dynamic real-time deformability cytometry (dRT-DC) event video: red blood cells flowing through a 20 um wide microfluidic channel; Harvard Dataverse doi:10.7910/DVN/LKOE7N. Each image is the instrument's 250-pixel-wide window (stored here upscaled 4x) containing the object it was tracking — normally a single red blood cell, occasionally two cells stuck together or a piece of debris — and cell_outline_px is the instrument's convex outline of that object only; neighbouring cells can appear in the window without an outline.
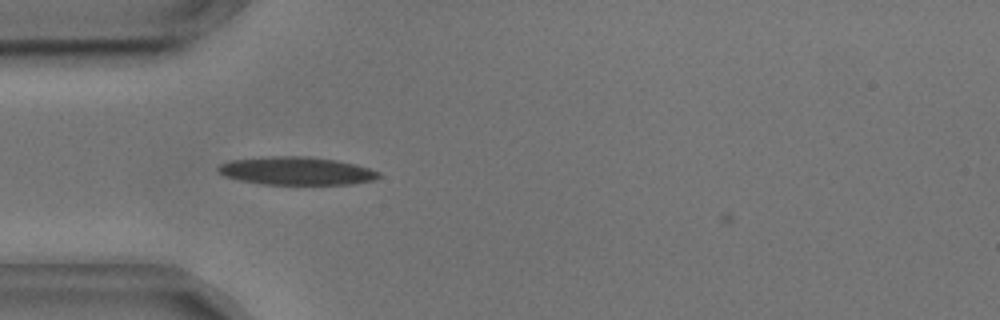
{"species": "common noctule bat (a hibernating species)", "species_latin": "Nyctalus noctula", "temperature_condition": "cold", "stored_images_in_passage": 21, "camera_frame_rate_fps": 3000, "um_per_image_px": 0.085, "animal": {"sex": "male", "body_mass_g": 17.9, "forearm_length_mm": 54.2}, "frame": {"image": 1, "passage_image": 2, "time_ms": 0.333, "image_size_px": [1000, 320], "cell_outline_px": [[380, 176], [372, 180], [352, 184], [260, 184], [240, 180], [224, 176], [216, 168], [220, 164], [228, 160], [260, 156], [308, 156], [336, 160], [356, 164], [380, 172]], "centroid_in_image_um": [25.15, 14.51], "position_along_channel_um": 59.9, "area_um2": 26.41}}
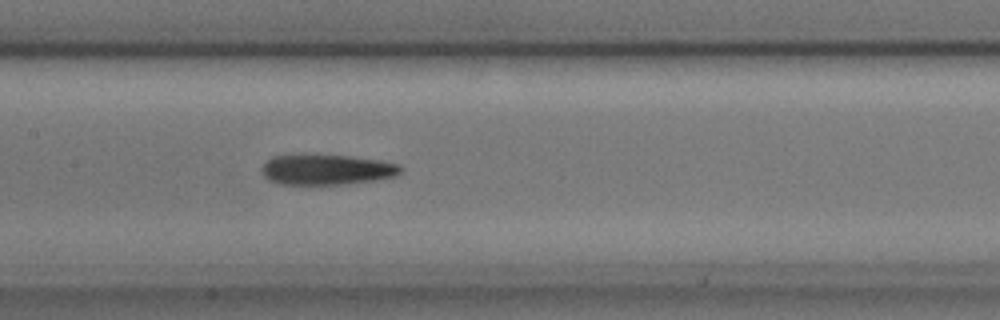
{"frame": {"image": 2, "passage_image": 12, "time_ms": 3.667, "image_size_px": [1000, 320], "cell_outline_px": [[404, 168], [396, 176], [376, 180], [344, 184], [280, 184], [268, 180], [264, 176], [260, 168], [272, 156], [304, 152], [348, 156], [380, 160], [400, 164]], "centroid_in_image_um": [27.74, 14.38], "position_along_channel_um": 179.7, "area_um2": 25.37}}
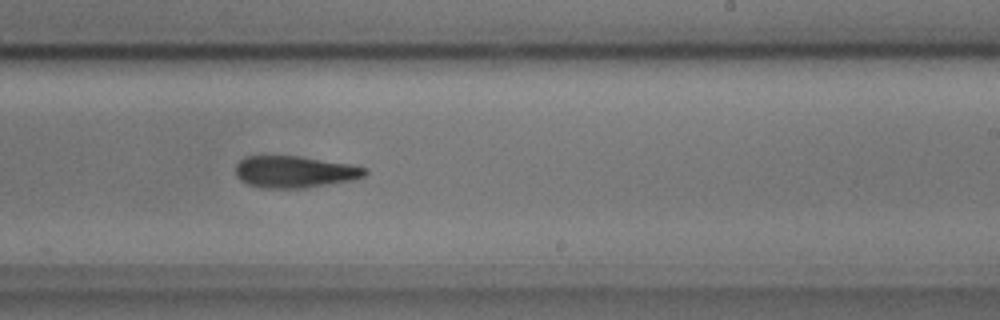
{"frame": {"image": 3, "passage_image": 19, "time_ms": 6.0, "image_size_px": [1000, 320], "cell_outline_px": [[368, 172], [364, 176], [356, 180], [304, 188], [264, 188], [248, 184], [240, 180], [236, 176], [236, 164], [244, 156], [300, 156], [352, 164], [368, 168]], "centroid_in_image_um": [25.09, 14.6], "position_along_channel_um": 263.9, "area_um2": 24.28}}